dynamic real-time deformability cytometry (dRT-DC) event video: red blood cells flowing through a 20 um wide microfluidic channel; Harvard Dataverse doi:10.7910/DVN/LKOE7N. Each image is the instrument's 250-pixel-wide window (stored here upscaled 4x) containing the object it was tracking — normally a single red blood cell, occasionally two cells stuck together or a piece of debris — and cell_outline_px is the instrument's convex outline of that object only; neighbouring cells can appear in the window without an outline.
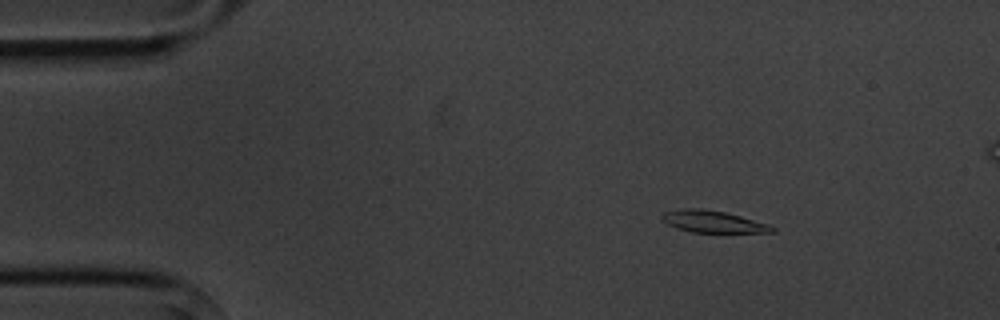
{"species": "common noctule bat (a hibernating species)", "species_latin": "Nyctalus noctula", "temperature_condition": "cold", "stored_images_in_passage": 6, "camera_frame_rate_fps": 3000, "um_per_image_px": 0.085, "animal": {"sex": "male", "body_mass_g": 20.1, "forearm_length_mm": 53.5}, "frame": {"image": 1, "passage_image": 3, "time_ms": 2.333, "image_size_px": [1000, 320], "cell_outline_px": [[776, 232], [692, 232], [676, 228], [660, 220], [660, 216], [664, 212], [684, 208], [700, 208], [724, 212], [740, 216], [768, 224], [776, 228]], "centroid_in_image_um": [60.56, 18.83], "position_along_channel_um": 24.4, "area_um2": 13.99}}